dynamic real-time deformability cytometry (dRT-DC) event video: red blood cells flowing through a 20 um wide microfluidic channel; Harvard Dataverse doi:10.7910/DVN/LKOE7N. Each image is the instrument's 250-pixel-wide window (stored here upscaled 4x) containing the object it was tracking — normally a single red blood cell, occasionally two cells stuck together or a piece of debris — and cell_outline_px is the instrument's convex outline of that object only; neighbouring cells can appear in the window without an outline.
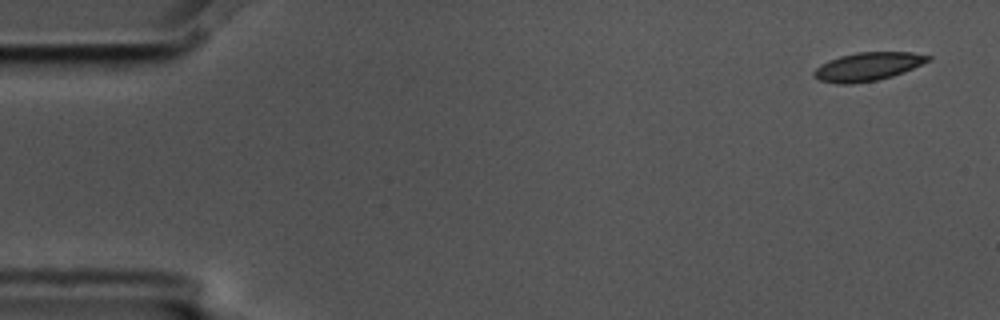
{"species": "common noctule bat (a hibernating species)", "species_latin": "Nyctalus noctula", "temperature_condition": "cold", "stored_images_in_passage": 5, "camera_frame_rate_fps": 3000, "um_per_image_px": 0.085, "animal": {"sex": "male", "body_mass_g": 17.5, "forearm_length_mm": 52.3}, "frame": {"image": 1, "passage_image": 1, "time_ms": 0.0, "image_size_px": [1000, 320], "cell_outline_px": [[932, 60], [904, 72], [892, 76], [876, 80], [852, 84], [836, 84], [820, 80], [812, 76], [812, 72], [820, 64], [828, 60], [840, 56], [856, 52], [912, 52], [932, 56]], "centroid_in_image_um": [73.75, 5.66], "position_along_channel_um": 11.2, "area_um2": 19.07}}
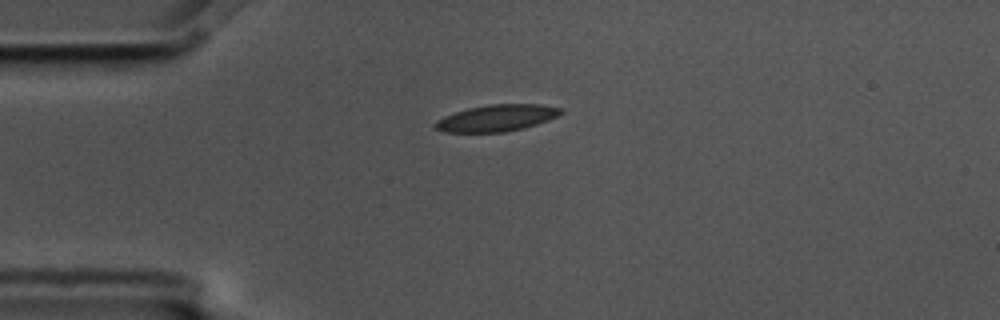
{"frame": {"image": 2, "passage_image": 4, "time_ms": 1.0, "image_size_px": [1000, 320], "cell_outline_px": [[564, 112], [548, 120], [524, 128], [504, 132], [444, 132], [436, 128], [432, 124], [436, 120], [444, 116], [468, 108], [488, 104], [540, 104], [564, 108]], "centroid_in_image_um": [42.23, 10.02], "position_along_channel_um": 42.8, "area_um2": 19.54}}